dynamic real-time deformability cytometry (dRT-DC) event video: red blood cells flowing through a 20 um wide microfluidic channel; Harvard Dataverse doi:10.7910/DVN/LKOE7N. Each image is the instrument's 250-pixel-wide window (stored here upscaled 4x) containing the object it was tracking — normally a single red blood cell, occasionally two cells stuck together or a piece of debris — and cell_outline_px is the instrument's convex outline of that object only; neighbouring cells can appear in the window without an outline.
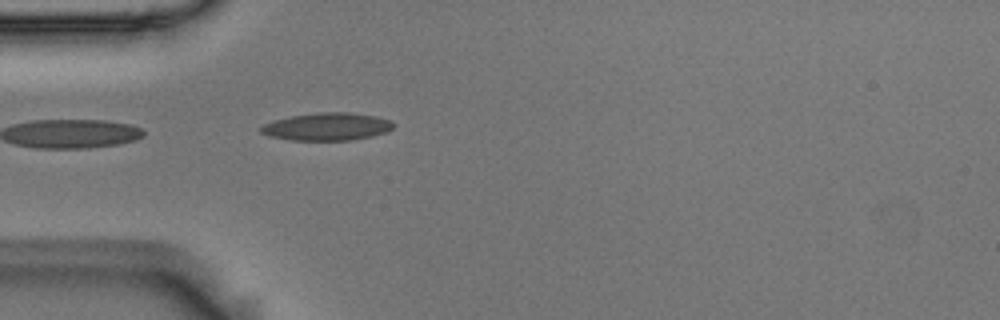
{"species": "Egyptian fruit bat (a non-hibernating species)", "species_latin": "Rousettus aegyptiacus", "temperature_condition": "room temperature", "stored_images_in_passage": 1, "camera_frame_rate_fps": 3000, "um_per_image_px": 0.085, "animal": {"sex": "male"}, "frame": {"image": 1, "passage_image": 1, "time_ms": 0.0, "image_size_px": [1000, 320], "cell_outline_px": [[392, 128], [384, 132], [372, 136], [352, 140], [292, 140], [268, 136], [260, 132], [260, 128], [264, 124], [276, 120], [292, 116], [316, 112], [348, 112], [376, 116], [388, 120], [392, 124]], "centroid_in_image_um": [27.76, 10.76], "position_along_channel_um": 57.2, "area_um2": 21.1}}